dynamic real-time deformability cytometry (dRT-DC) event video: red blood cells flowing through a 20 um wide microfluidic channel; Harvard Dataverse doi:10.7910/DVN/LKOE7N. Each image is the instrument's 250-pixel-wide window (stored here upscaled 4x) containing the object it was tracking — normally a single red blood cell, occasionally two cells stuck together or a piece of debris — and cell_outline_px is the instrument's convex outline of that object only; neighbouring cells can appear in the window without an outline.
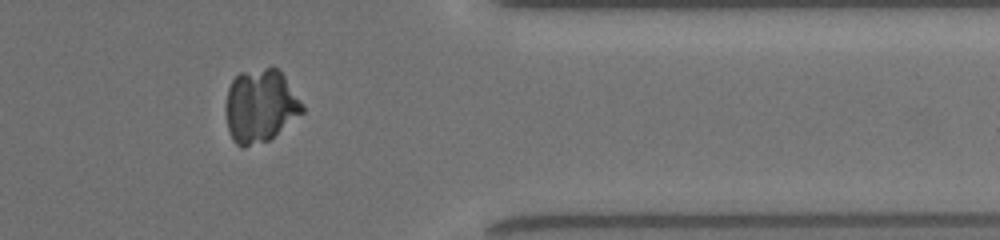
{"species": "common noctule bat (a hibernating species)", "species_latin": "Nyctalus noctula", "temperature_condition": "room temperature", "stored_images_in_passage": 40, "camera_frame_rate_fps": 3000, "um_per_image_px": 0.085, "animal": {"sex": "female", "body_mass_g": 19.5, "forearm_length_mm": 54.1}, "frame": {"image": 1, "passage_image": 31, "time_ms": 8.333, "image_size_px": [1000, 240], "cell_outline_px": [[304, 112], [268, 140], [244, 148], [240, 148], [232, 140], [228, 128], [224, 108], [228, 88], [232, 80], [240, 72], [272, 64], [280, 68], [304, 104]], "centroid_in_image_um": [22.13, 8.95], "position_along_channel_um": 389.3, "area_um2": 33.52}}
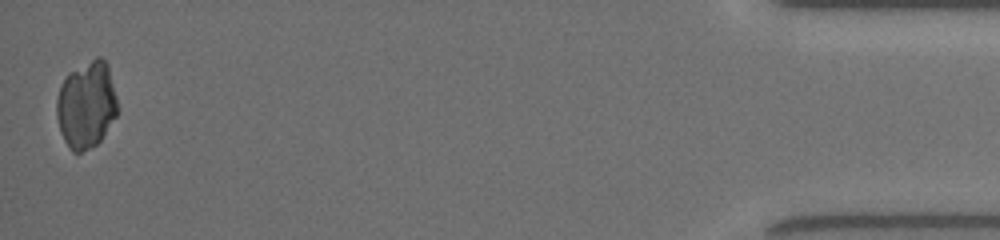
{"frame": {"image": 2, "passage_image": 40, "time_ms": 11.0, "image_size_px": [1000, 240], "cell_outline_px": [[116, 116], [100, 140], [96, 144], [80, 152], [72, 152], [64, 140], [60, 132], [56, 116], [56, 100], [60, 88], [68, 72], [96, 56], [100, 56], [108, 64], [116, 96]], "centroid_in_image_um": [7.32, 8.89], "position_along_channel_um": 427.9, "area_um2": 30.75}}